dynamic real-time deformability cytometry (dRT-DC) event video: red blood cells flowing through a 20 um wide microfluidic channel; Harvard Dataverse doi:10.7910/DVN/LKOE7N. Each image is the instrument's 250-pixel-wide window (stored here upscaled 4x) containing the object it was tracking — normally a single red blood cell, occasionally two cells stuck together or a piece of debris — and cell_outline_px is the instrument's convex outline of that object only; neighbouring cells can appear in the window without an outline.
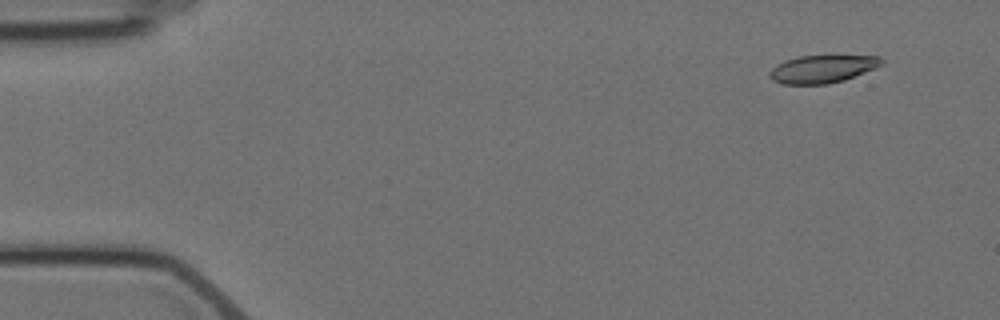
{"species": "Egyptian fruit bat (a non-hibernating species)", "species_latin": "Rousettus aegyptiacus", "temperature_condition": "cold", "stored_images_in_passage": 10, "camera_frame_rate_fps": 3000, "um_per_image_px": 0.085, "animal": {"sex": "female"}, "frame": {"image": 1, "passage_image": 2, "time_ms": 1.0, "image_size_px": [1000, 320], "cell_outline_px": [[884, 64], [876, 68], [844, 80], [828, 84], [784, 84], [772, 80], [768, 76], [768, 72], [776, 64], [784, 60], [800, 56], [880, 56], [884, 60]], "centroid_in_image_um": [69.89, 5.86], "position_along_channel_um": 15.1, "area_um2": 18.21}}
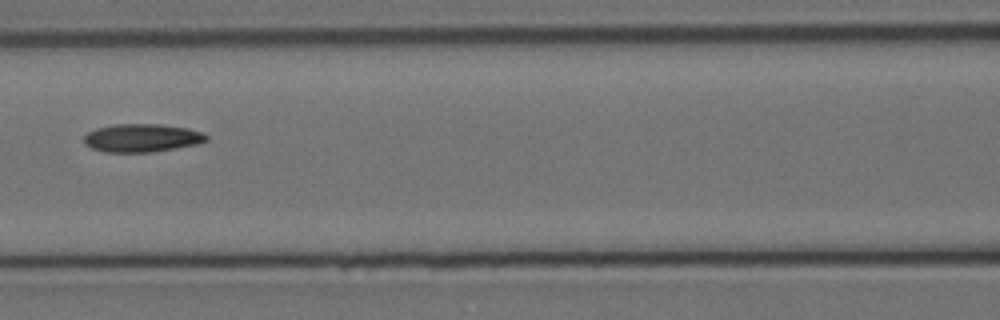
{"frame": {"image": 2, "passage_image": 7, "time_ms": 8.0, "image_size_px": [1000, 320], "cell_outline_px": [[208, 140], [196, 144], [176, 148], [152, 152], [104, 152], [92, 148], [84, 144], [84, 136], [88, 132], [96, 128], [116, 124], [160, 124], [188, 128], [204, 132], [208, 136]], "centroid_in_image_um": [12.07, 11.72], "position_along_channel_um": 154.5, "area_um2": 20.17}}
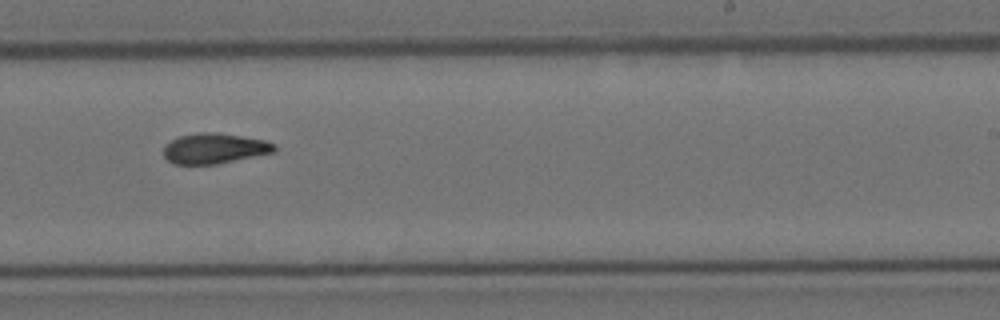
{"frame": {"image": 3, "passage_image": 10, "time_ms": 11.333, "image_size_px": [1000, 320], "cell_outline_px": [[276, 152], [216, 164], [172, 164], [164, 156], [164, 144], [180, 136], [200, 132], [216, 132], [264, 140], [276, 144]], "centroid_in_image_um": [18.23, 12.62], "position_along_channel_um": 270.8, "area_um2": 19.59}}